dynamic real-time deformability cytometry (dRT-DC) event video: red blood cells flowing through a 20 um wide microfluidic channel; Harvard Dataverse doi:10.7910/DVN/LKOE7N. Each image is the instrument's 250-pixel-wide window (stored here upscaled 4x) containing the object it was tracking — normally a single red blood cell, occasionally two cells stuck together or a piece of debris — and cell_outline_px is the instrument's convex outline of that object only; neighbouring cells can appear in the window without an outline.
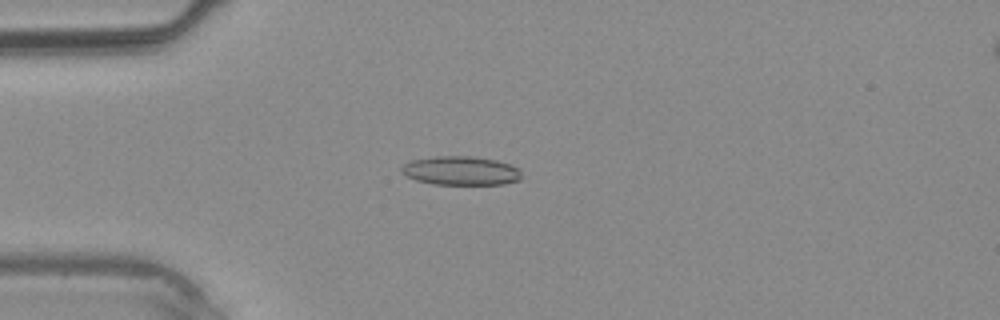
{"species": "common noctule bat (a hibernating species)", "species_latin": "Nyctalus noctula", "temperature_condition": "warm", "stored_images_in_passage": 33, "camera_frame_rate_fps": 3000, "um_per_image_px": 0.085, "animal": {"sex": "male", "body_mass_g": 20.4}, "frame": {"image": 1, "passage_image": 6, "time_ms": 1.667, "image_size_px": [1000, 320], "cell_outline_px": [[520, 180], [504, 184], [432, 184], [416, 180], [400, 172], [400, 168], [404, 164], [412, 160], [436, 156], [472, 156], [496, 160], [512, 164], [520, 168]], "centroid_in_image_um": [39.19, 14.5], "position_along_channel_um": 45.8, "area_um2": 20.29}}
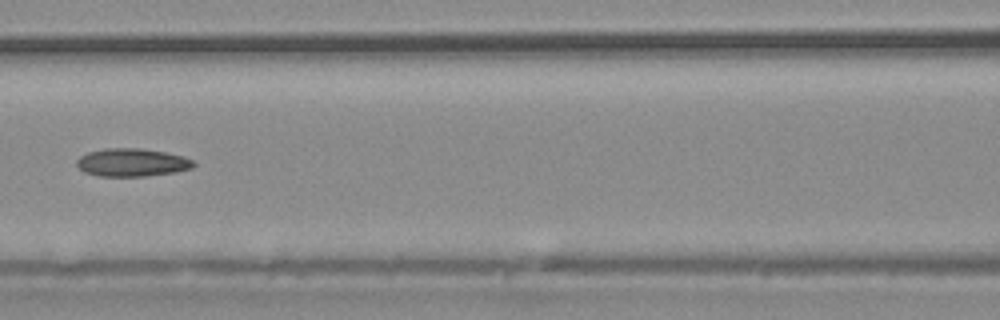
{"frame": {"image": 2, "passage_image": 13, "time_ms": 4.0, "image_size_px": [1000, 320], "cell_outline_px": [[196, 164], [192, 168], [172, 172], [144, 176], [100, 176], [84, 172], [76, 164], [76, 160], [80, 156], [88, 152], [104, 148], [140, 148], [164, 152], [184, 156], [192, 160]], "centroid_in_image_um": [11.2, 13.8], "position_along_channel_um": 155.4, "area_um2": 18.96}}
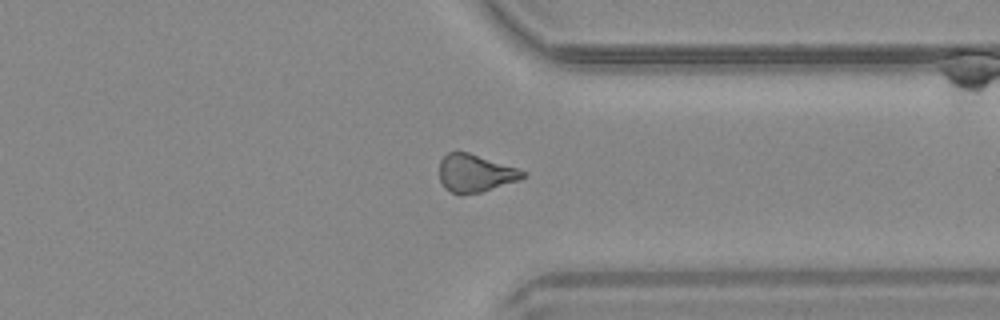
{"frame": {"image": 3, "passage_image": 25, "time_ms": 8.0, "image_size_px": [1000, 320], "cell_outline_px": [[528, 176], [520, 180], [480, 192], [460, 196], [444, 188], [440, 180], [440, 160], [448, 152], [468, 152], [528, 172]], "centroid_in_image_um": [40.4, 14.74], "position_along_channel_um": 371.0, "area_um2": 18.38}}